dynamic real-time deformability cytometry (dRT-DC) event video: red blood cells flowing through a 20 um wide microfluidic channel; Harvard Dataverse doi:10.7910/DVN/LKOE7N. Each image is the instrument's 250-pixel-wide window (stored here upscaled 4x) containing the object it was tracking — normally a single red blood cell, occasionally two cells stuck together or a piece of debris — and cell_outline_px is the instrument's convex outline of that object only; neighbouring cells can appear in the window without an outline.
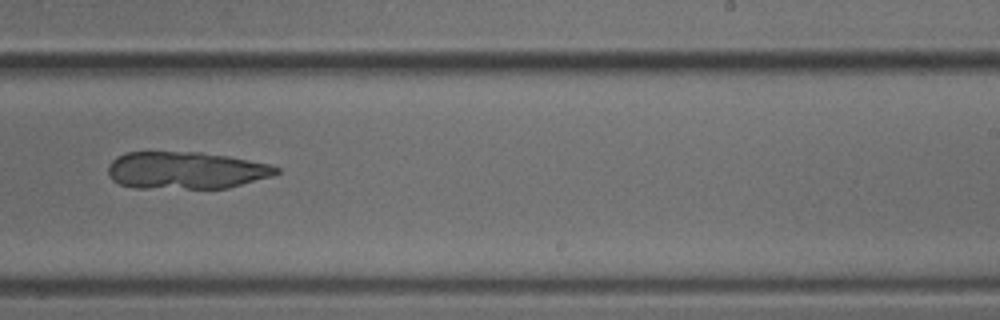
{"species": "common noctule bat (a hibernating species)", "species_latin": "Nyctalus noctula", "temperature_condition": "cold", "stored_images_in_passage": 50, "camera_frame_rate_fps": 3000, "um_per_image_px": 0.085, "animal": {"sex": "male", "body_mass_g": 18.8}, "frame": {"image": 1, "passage_image": 31, "time_ms": 10.0, "image_size_px": [1000, 320], "cell_outline_px": [[280, 172], [272, 176], [228, 188], [132, 188], [120, 184], [112, 180], [108, 176], [108, 164], [116, 156], [124, 152], [200, 152], [228, 156], [272, 164], [280, 168]], "centroid_in_image_um": [15.79, 14.48], "position_along_channel_um": 273.2, "area_um2": 36.88}}
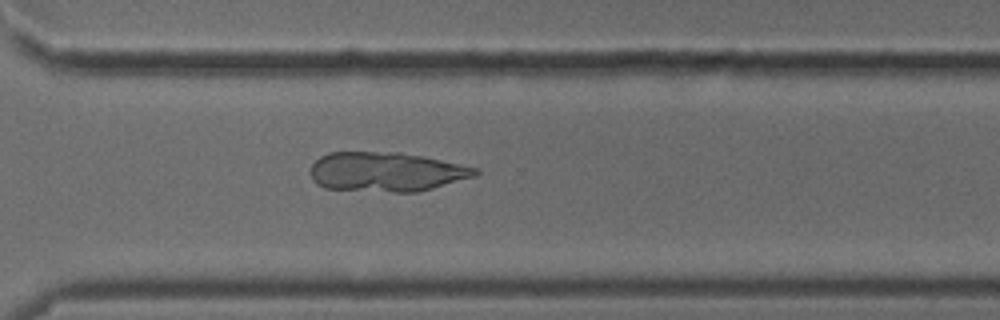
{"frame": {"image": 2, "passage_image": 36, "time_ms": 11.667, "image_size_px": [1000, 320], "cell_outline_px": [[480, 172], [476, 176], [432, 188], [416, 192], [392, 192], [324, 188], [316, 184], [312, 180], [312, 164], [320, 156], [328, 152], [400, 152], [460, 164], [476, 168]], "centroid_in_image_um": [32.81, 14.61], "position_along_channel_um": 337.8, "area_um2": 37.69}}